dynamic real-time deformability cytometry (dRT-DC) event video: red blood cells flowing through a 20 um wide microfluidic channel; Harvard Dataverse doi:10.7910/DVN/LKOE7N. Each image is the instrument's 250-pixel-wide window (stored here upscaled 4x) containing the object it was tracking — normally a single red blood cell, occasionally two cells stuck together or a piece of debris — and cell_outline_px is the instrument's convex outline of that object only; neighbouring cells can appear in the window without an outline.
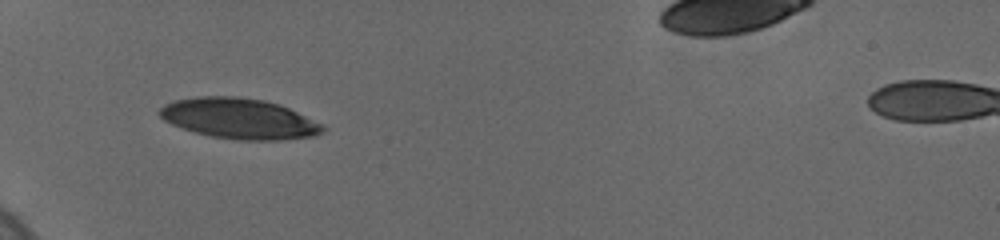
{"species": "human", "species_latin": "Homo sapiens", "temperature_condition": "cold", "stored_images_in_passage": 37, "camera_frame_rate_fps": 3000, "um_per_image_px": 0.085, "donor": {"sex": "female"}, "frame": {"image": 1, "passage_image": 1, "time_ms": 0.0, "image_size_px": [1000, 240], "cell_outline_px": [[324, 128], [320, 132], [312, 136], [280, 140], [236, 140], [212, 136], [196, 132], [172, 124], [164, 120], [156, 112], [164, 104], [176, 100], [200, 96], [236, 96], [264, 100], [288, 108], [324, 124]], "centroid_in_image_um": [20.3, 10.07], "position_along_channel_um": 64.7, "area_um2": 38.21}}
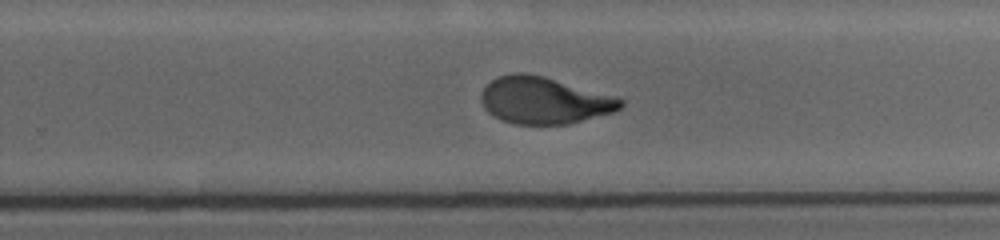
{"frame": {"image": 2, "passage_image": 20, "time_ms": 6.333, "image_size_px": [1000, 240], "cell_outline_px": [[624, 104], [620, 108], [612, 112], [568, 124], [512, 124], [500, 120], [488, 112], [484, 108], [480, 100], [480, 96], [484, 88], [492, 80], [500, 76], [516, 72], [524, 72], [544, 76], [616, 96], [624, 100]], "centroid_in_image_um": [46.23, 8.53], "position_along_channel_um": 283.6, "area_um2": 38.09}}
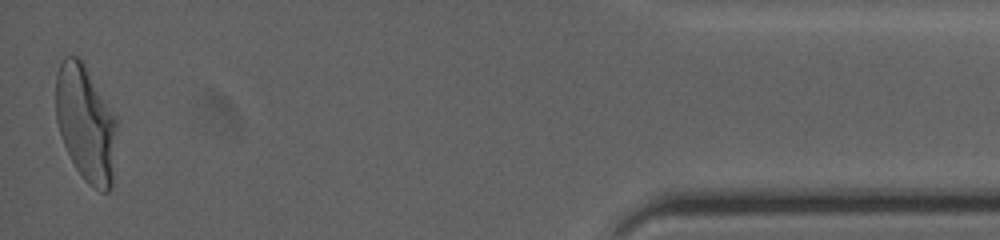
{"frame": {"image": 3, "passage_image": 37, "time_ms": 12.0, "image_size_px": [1000, 240], "cell_outline_px": [[116, 128], [112, 188], [108, 192], [100, 192], [92, 188], [84, 180], [76, 168], [64, 144], [56, 120], [56, 72], [64, 56], [76, 56], [84, 64], [116, 116]], "centroid_in_image_um": [7.29, 10.51], "position_along_channel_um": 427.9, "area_um2": 41.15}, "authors_computed_cell_mechanics": {"area_um2": 39.1306, "velocity_mm_per_s": 3.6583, "shape_relaxation_time_tau1_ms": 5.1747, "shape_relaxation_time_tau2_ms": 0.8521, "deformation_change_tau1": 0.1794, "deformation_change_tau2": 0.0675}}